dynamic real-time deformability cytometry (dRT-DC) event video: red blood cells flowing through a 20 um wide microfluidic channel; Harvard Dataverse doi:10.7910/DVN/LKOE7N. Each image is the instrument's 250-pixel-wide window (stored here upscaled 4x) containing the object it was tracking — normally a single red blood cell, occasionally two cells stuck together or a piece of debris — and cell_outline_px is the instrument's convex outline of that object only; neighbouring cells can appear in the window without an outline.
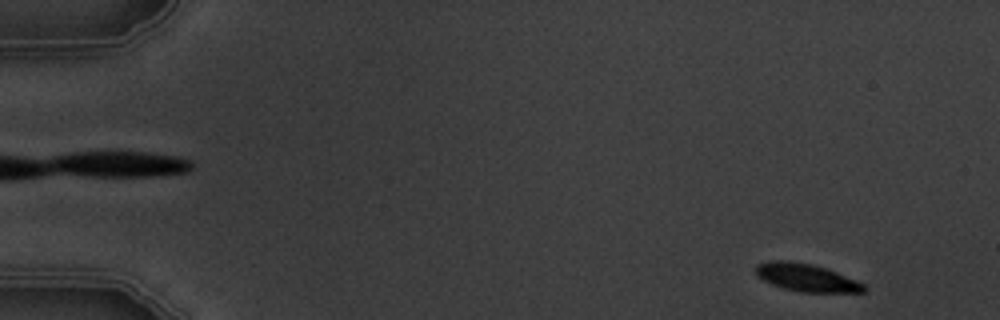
{"species": "common noctule bat (a hibernating species)", "species_latin": "Nyctalus noctula", "temperature_condition": "warm", "stored_images_in_passage": 5, "segment_of_instrument_passage": [2, 2], "camera_frame_rate_fps": 3000, "um_per_image_px": 0.085, "animal": {"sex": "male", "body_mass_g": 19.5, "forearm_length_mm": 54.6}, "frame": {"image": 1, "passage_image": 5, "time_ms": 5.0, "image_size_px": [1000, 320], "cell_outline_px": [[868, 288], [864, 292], [800, 292], [784, 288], [772, 284], [756, 276], [756, 264], [768, 260], [788, 260], [812, 264], [828, 268], [856, 280], [864, 284]], "centroid_in_image_um": [68.54, 23.58], "position_along_channel_um": 16.5, "area_um2": 17.63}}